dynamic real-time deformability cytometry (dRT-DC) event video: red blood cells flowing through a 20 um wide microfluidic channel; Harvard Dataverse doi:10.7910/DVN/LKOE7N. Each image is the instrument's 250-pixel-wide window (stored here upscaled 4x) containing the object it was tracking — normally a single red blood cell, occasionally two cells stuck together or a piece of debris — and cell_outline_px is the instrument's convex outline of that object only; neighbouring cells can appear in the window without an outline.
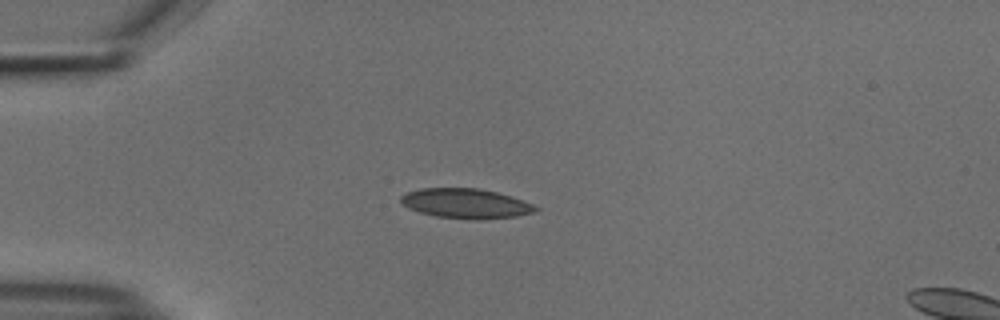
{"species": "common noctule bat (a hibernating species)", "species_latin": "Nyctalus noctula", "temperature_condition": "cold", "stored_images_in_passage": 40, "camera_frame_rate_fps": 3000, "um_per_image_px": 0.085, "animal": {"sex": "male", "body_mass_g": 18.8}, "frame": {"image": 1, "passage_image": 1, "time_ms": 0.0, "image_size_px": [1000, 320], "cell_outline_px": [[540, 208], [536, 212], [516, 216], [480, 220], [468, 220], [436, 216], [420, 212], [408, 208], [400, 200], [400, 196], [408, 192], [420, 188], [480, 188], [512, 196], [532, 204]], "centroid_in_image_um": [39.61, 17.3], "position_along_channel_um": 45.4, "area_um2": 23.52}}
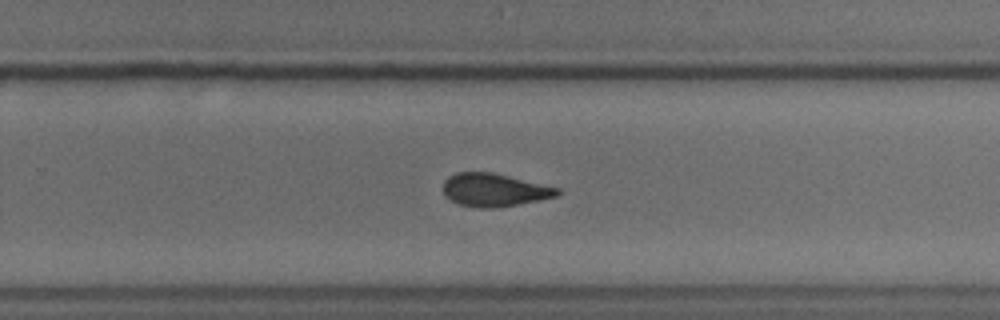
{"frame": {"image": 2, "passage_image": 22, "time_ms": 7.0, "image_size_px": [1000, 320], "cell_outline_px": [[560, 192], [556, 196], [540, 200], [496, 208], [480, 208], [460, 204], [444, 196], [444, 180], [448, 176], [456, 172], [492, 172], [560, 188]], "centroid_in_image_um": [42.0, 16.14], "position_along_channel_um": 287.8, "area_um2": 21.91}}
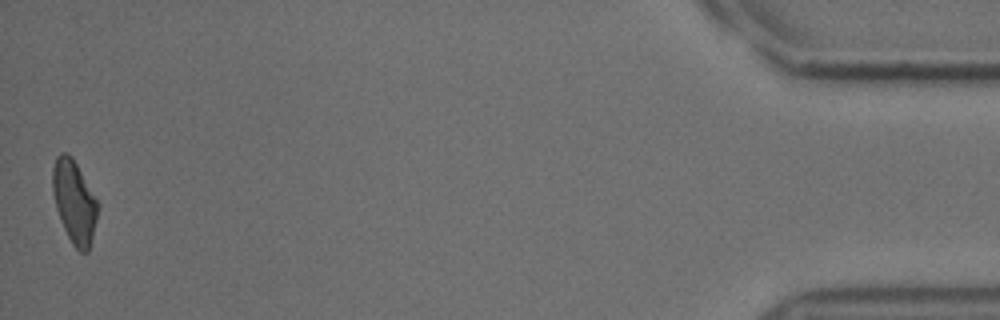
{"frame": {"image": 3, "passage_image": 40, "time_ms": 13.0, "image_size_px": [1000, 320], "cell_outline_px": [[100, 204], [88, 252], [80, 252], [72, 244], [60, 220], [56, 208], [52, 192], [52, 168], [56, 156], [60, 152], [68, 152], [72, 156]], "centroid_in_image_um": [6.3, 17.11], "position_along_channel_um": 428.9, "area_um2": 21.96}, "authors_computed_cell_mechanics": {"area_um2": 22.5709, "velocity_mm_per_s": 3.7732, "shape_relaxation_time_tau1_ms": 4.5521, "shape_relaxation_time_tau2_ms": 3.389, "deformation_change_tau1": 0.1291, "deformation_change_tau2": 0.0699}}